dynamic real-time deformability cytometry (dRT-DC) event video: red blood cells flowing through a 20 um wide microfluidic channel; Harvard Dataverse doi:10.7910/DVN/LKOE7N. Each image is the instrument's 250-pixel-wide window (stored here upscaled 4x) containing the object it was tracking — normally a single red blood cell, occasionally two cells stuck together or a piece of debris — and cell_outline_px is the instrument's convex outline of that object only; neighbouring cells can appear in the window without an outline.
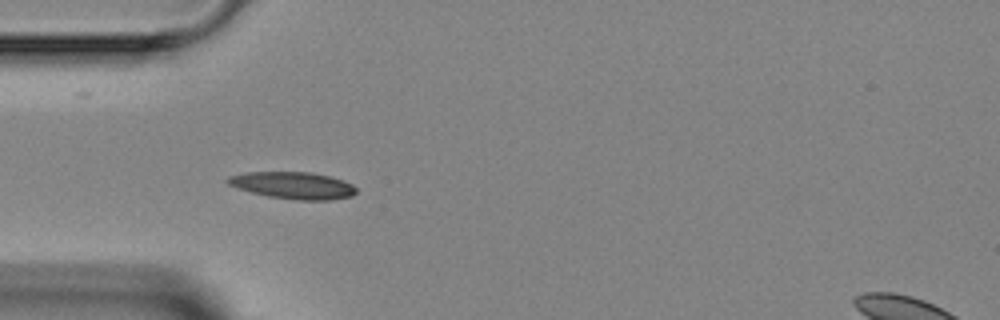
{"species": "Egyptian fruit bat (a non-hibernating species)", "species_latin": "Rousettus aegyptiacus", "temperature_condition": "room temperature", "stored_images_in_passage": 3, "camera_frame_rate_fps": 3000, "um_per_image_px": 0.085, "animal": {"sex": "female"}, "frame": {"image": 1, "passage_image": 2, "time_ms": 2.0, "image_size_px": [1000, 320], "cell_outline_px": [[356, 192], [352, 196], [328, 200], [296, 200], [268, 196], [236, 188], [228, 184], [224, 180], [228, 176], [248, 172], [312, 172], [332, 176], [344, 180], [352, 184], [356, 188]], "centroid_in_image_um": [24.91, 15.75], "position_along_channel_um": 60.1, "area_um2": 20.35}}
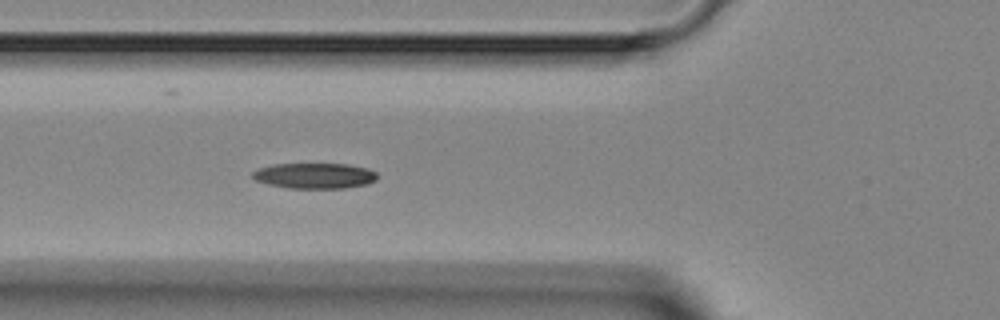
{"frame": {"image": 2, "passage_image": 3, "time_ms": 3.0, "image_size_px": [1000, 320], "cell_outline_px": [[376, 180], [368, 184], [344, 188], [288, 188], [268, 184], [256, 180], [252, 176], [252, 172], [260, 168], [272, 164], [348, 164], [368, 168], [376, 172]], "centroid_in_image_um": [26.76, 14.94], "position_along_channel_um": 99.0, "area_um2": 18.55}}